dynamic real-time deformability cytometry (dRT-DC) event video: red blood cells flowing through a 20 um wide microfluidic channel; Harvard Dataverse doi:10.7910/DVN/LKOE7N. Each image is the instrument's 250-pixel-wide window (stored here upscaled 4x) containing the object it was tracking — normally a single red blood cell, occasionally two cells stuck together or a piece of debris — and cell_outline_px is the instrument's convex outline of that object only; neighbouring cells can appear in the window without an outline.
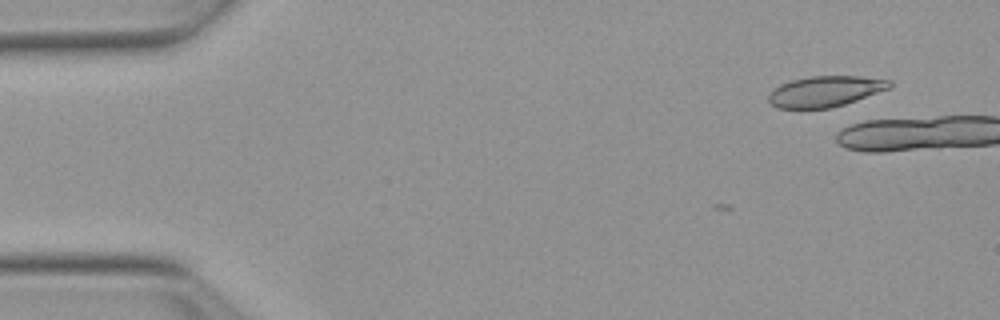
{"species": "Egyptian fruit bat (a non-hibernating species)", "species_latin": "Rousettus aegyptiacus", "temperature_condition": "warm", "stored_images_in_passage": 8, "camera_frame_rate_fps": 3000, "um_per_image_px": 0.085, "animal": {"sex": "female"}, "frame": {"image": 1, "passage_image": 1, "time_ms": 0.0, "image_size_px": [1000, 320], "cell_outline_px": [[892, 88], [832, 108], [776, 108], [768, 100], [768, 96], [780, 84], [792, 80], [812, 76], [860, 76], [892, 80]], "centroid_in_image_um": [70.19, 7.76], "position_along_channel_um": 14.8, "area_um2": 21.62}}